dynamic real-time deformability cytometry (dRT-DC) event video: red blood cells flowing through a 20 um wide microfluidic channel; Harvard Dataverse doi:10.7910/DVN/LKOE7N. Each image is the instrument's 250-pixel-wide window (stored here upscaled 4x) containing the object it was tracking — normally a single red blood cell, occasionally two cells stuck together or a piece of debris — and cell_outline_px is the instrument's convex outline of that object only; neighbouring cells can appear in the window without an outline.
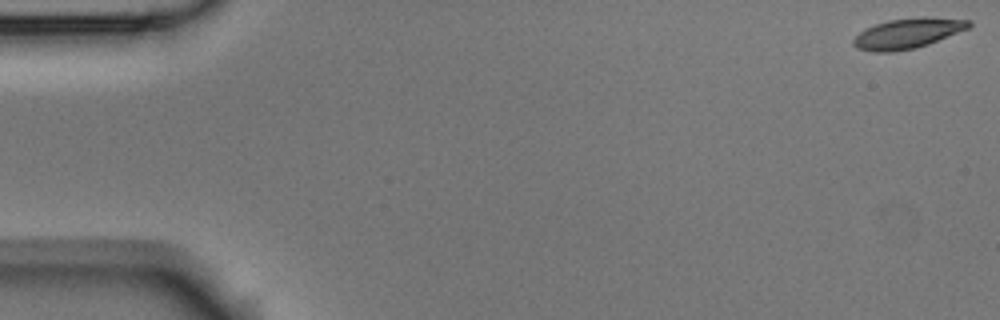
{"species": "Egyptian fruit bat (a non-hibernating species)", "species_latin": "Rousettus aegyptiacus", "temperature_condition": "room temperature", "stored_images_in_passage": 9, "camera_frame_rate_fps": 3000, "um_per_image_px": 0.085, "animal": {"sex": "male"}, "frame": {"image": 1, "passage_image": 1, "time_ms": 0.0, "image_size_px": [1000, 320], "cell_outline_px": [[972, 24], [968, 28], [928, 44], [916, 48], [896, 52], [872, 52], [856, 48], [852, 44], [852, 40], [860, 32], [876, 24], [888, 20], [972, 20]], "centroid_in_image_um": [77.04, 2.92], "position_along_channel_um": 8.0, "area_um2": 19.13}}